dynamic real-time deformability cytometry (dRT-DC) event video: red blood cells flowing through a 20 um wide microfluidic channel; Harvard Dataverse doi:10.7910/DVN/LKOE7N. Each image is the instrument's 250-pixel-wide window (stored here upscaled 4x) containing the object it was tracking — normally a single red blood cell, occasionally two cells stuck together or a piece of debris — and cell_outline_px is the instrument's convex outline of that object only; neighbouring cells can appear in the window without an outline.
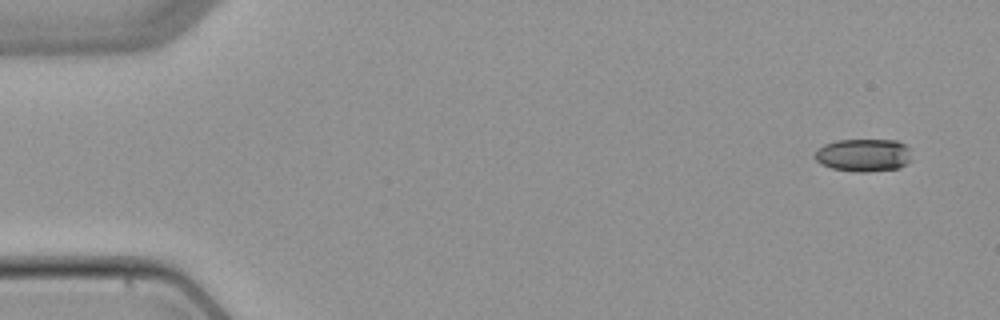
{"species": "common noctule bat (a hibernating species)", "species_latin": "Nyctalus noctula", "temperature_condition": "warm", "stored_images_in_passage": 4, "camera_frame_rate_fps": 3000, "um_per_image_px": 0.085, "animal": {"sex": "female", "body_mass_g": 22.7, "forearm_length_mm": 54.2}, "frame": {"image": 1, "passage_image": 1, "time_ms": 0.0, "image_size_px": [1000, 320], "cell_outline_px": [[912, 160], [908, 164], [900, 168], [868, 172], [856, 172], [832, 168], [820, 164], [816, 160], [816, 148], [824, 144], [836, 140], [896, 140], [904, 144], [908, 148]], "centroid_in_image_um": [73.41, 13.19], "position_along_channel_um": 11.6, "area_um2": 18.73}}